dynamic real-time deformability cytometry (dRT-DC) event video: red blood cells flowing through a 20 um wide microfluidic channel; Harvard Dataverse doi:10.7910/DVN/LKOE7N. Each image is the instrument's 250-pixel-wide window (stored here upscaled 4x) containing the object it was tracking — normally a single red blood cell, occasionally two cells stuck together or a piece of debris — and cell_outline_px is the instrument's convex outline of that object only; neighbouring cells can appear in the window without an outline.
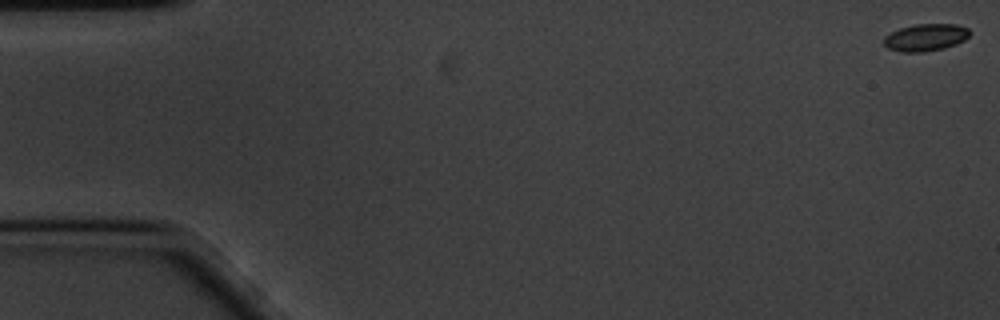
{"species": "common noctule bat (a hibernating species)", "species_latin": "Nyctalus noctula", "temperature_condition": "cold", "stored_images_in_passage": 60, "camera_frame_rate_fps": 3000, "um_per_image_px": 0.085, "animal": {"sex": "male", "body_mass_g": 20.1, "forearm_length_mm": 53.5}, "frame": {"image": 1, "passage_image": 1, "time_ms": 0.0, "image_size_px": [1000, 320], "cell_outline_px": [[972, 32], [964, 40], [956, 44], [944, 48], [924, 52], [900, 52], [888, 48], [884, 44], [884, 36], [900, 28], [916, 24], [956, 24], [968, 28]], "centroid_in_image_um": [78.69, 3.18], "position_along_channel_um": 6.3, "area_um2": 13.64}}
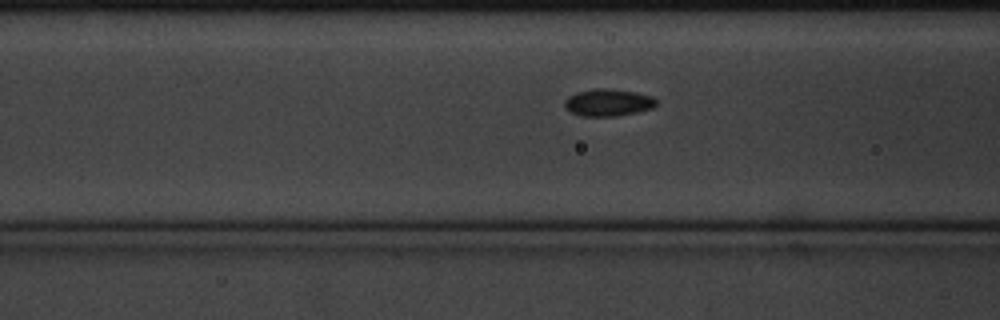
{"frame": {"image": 2, "passage_image": 23, "time_ms": 7.333, "image_size_px": [1000, 320], "cell_outline_px": [[656, 104], [652, 108], [640, 112], [616, 116], [580, 116], [564, 108], [564, 100], [568, 96], [576, 92], [592, 88], [608, 88], [636, 92], [652, 96], [656, 100]], "centroid_in_image_um": [51.67, 8.71], "position_along_channel_um": 114.9, "area_um2": 14.74}}
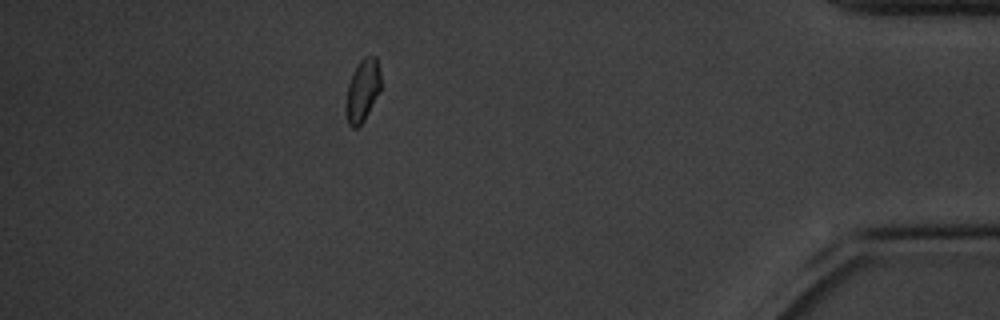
{"frame": {"image": 3, "passage_image": 53, "time_ms": 17.333, "image_size_px": [1000, 320], "cell_outline_px": [[380, 92], [364, 120], [356, 128], [352, 128], [348, 124], [344, 112], [344, 108], [348, 84], [352, 72], [360, 60], [364, 56], [376, 56], [380, 72]], "centroid_in_image_um": [30.79, 7.7], "position_along_channel_um": 404.4, "area_um2": 12.95}, "authors_computed_cell_mechanics": {"area_um2": 13.7564, "velocity_mm_per_s": 3.3669, "shape_relaxation_time_tau1_ms": null, "shape_relaxation_time_tau2_ms": 8.5005, "deformation_change_tau1": null, "deformation_change_tau2": 0.0915}}